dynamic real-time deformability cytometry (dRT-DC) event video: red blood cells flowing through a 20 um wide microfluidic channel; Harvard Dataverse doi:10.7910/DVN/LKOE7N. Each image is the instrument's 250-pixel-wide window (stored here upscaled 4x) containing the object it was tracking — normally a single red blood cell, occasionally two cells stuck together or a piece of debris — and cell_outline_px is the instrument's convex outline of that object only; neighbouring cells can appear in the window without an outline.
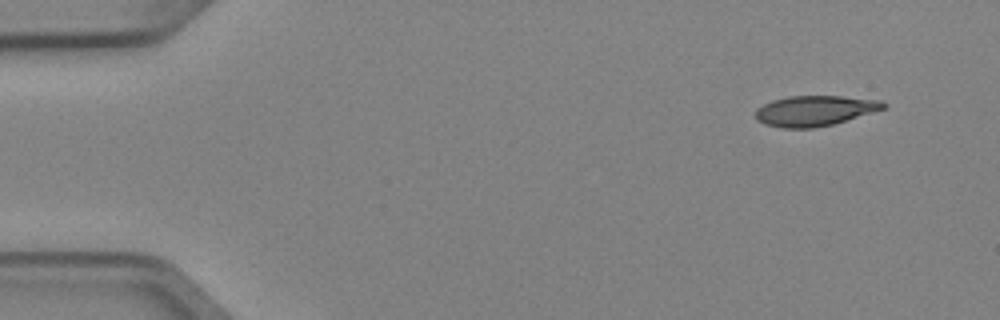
{"species": "Egyptian fruit bat (a non-hibernating species)", "species_latin": "Rousettus aegyptiacus", "temperature_condition": "cold", "stored_images_in_passage": 4, "camera_frame_rate_fps": 3000, "um_per_image_px": 0.085, "animal": {"sex": "female"}, "frame": {"image": 1, "passage_image": 1, "time_ms": 0.0, "image_size_px": [1000, 320], "cell_outline_px": [[888, 104], [884, 108], [872, 112], [832, 124], [812, 128], [780, 128], [764, 124], [756, 120], [756, 108], [772, 100], [788, 96], [840, 96], [880, 100]], "centroid_in_image_um": [69.2, 9.41], "position_along_channel_um": 15.8, "area_um2": 22.48}}
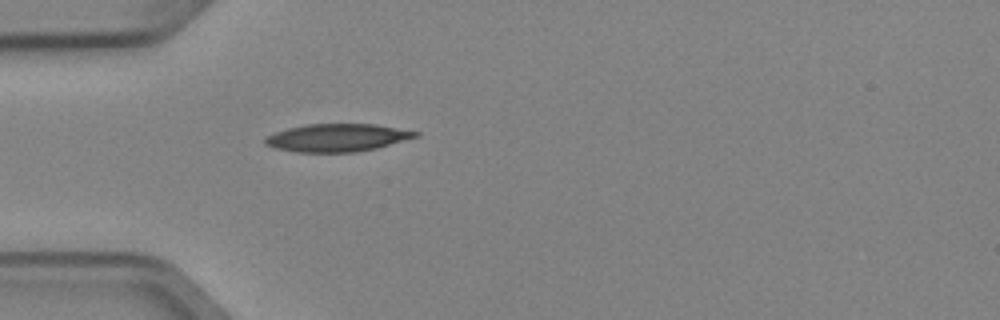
{"frame": {"image": 2, "passage_image": 4, "time_ms": 1.0, "image_size_px": [1000, 320], "cell_outline_px": [[420, 136], [376, 148], [356, 152], [296, 152], [276, 148], [264, 144], [264, 136], [288, 128], [308, 124], [376, 124], [420, 132]], "centroid_in_image_um": [28.66, 11.7], "position_along_channel_um": 56.3, "area_um2": 24.33}}